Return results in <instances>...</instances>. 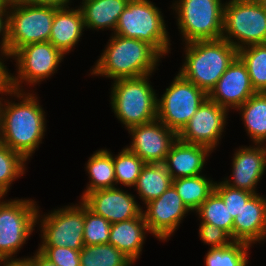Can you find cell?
Masks as SVG:
<instances>
[{
    "label": "cell",
    "mask_w": 266,
    "mask_h": 266,
    "mask_svg": "<svg viewBox=\"0 0 266 266\" xmlns=\"http://www.w3.org/2000/svg\"><path fill=\"white\" fill-rule=\"evenodd\" d=\"M0 94L15 96L21 100L12 103L0 97L2 143L28 161L45 136V111L33 93L15 91L2 83Z\"/></svg>",
    "instance_id": "cell-1"
},
{
    "label": "cell",
    "mask_w": 266,
    "mask_h": 266,
    "mask_svg": "<svg viewBox=\"0 0 266 266\" xmlns=\"http://www.w3.org/2000/svg\"><path fill=\"white\" fill-rule=\"evenodd\" d=\"M91 75L112 80L152 74L162 55L148 42L112 34Z\"/></svg>",
    "instance_id": "cell-2"
},
{
    "label": "cell",
    "mask_w": 266,
    "mask_h": 266,
    "mask_svg": "<svg viewBox=\"0 0 266 266\" xmlns=\"http://www.w3.org/2000/svg\"><path fill=\"white\" fill-rule=\"evenodd\" d=\"M179 74L207 94L238 56V50L224 39L186 43Z\"/></svg>",
    "instance_id": "cell-3"
},
{
    "label": "cell",
    "mask_w": 266,
    "mask_h": 266,
    "mask_svg": "<svg viewBox=\"0 0 266 266\" xmlns=\"http://www.w3.org/2000/svg\"><path fill=\"white\" fill-rule=\"evenodd\" d=\"M151 75L113 80L111 108L127 130L157 119L158 94L149 83Z\"/></svg>",
    "instance_id": "cell-4"
},
{
    "label": "cell",
    "mask_w": 266,
    "mask_h": 266,
    "mask_svg": "<svg viewBox=\"0 0 266 266\" xmlns=\"http://www.w3.org/2000/svg\"><path fill=\"white\" fill-rule=\"evenodd\" d=\"M162 14L149 0H129L112 34L148 42L165 56L171 44Z\"/></svg>",
    "instance_id": "cell-5"
},
{
    "label": "cell",
    "mask_w": 266,
    "mask_h": 266,
    "mask_svg": "<svg viewBox=\"0 0 266 266\" xmlns=\"http://www.w3.org/2000/svg\"><path fill=\"white\" fill-rule=\"evenodd\" d=\"M9 58L16 60L17 76L8 72L6 65L3 64L2 83L12 90L23 91V82L36 85L54 74L64 54L47 41L24 45Z\"/></svg>",
    "instance_id": "cell-6"
},
{
    "label": "cell",
    "mask_w": 266,
    "mask_h": 266,
    "mask_svg": "<svg viewBox=\"0 0 266 266\" xmlns=\"http://www.w3.org/2000/svg\"><path fill=\"white\" fill-rule=\"evenodd\" d=\"M172 4L185 44L221 39L225 7L221 0H177Z\"/></svg>",
    "instance_id": "cell-7"
},
{
    "label": "cell",
    "mask_w": 266,
    "mask_h": 266,
    "mask_svg": "<svg viewBox=\"0 0 266 266\" xmlns=\"http://www.w3.org/2000/svg\"><path fill=\"white\" fill-rule=\"evenodd\" d=\"M57 7L18 3L8 8V59L30 43L47 42Z\"/></svg>",
    "instance_id": "cell-8"
},
{
    "label": "cell",
    "mask_w": 266,
    "mask_h": 266,
    "mask_svg": "<svg viewBox=\"0 0 266 266\" xmlns=\"http://www.w3.org/2000/svg\"><path fill=\"white\" fill-rule=\"evenodd\" d=\"M221 38L237 50L266 44V11L256 0L226 1Z\"/></svg>",
    "instance_id": "cell-9"
},
{
    "label": "cell",
    "mask_w": 266,
    "mask_h": 266,
    "mask_svg": "<svg viewBox=\"0 0 266 266\" xmlns=\"http://www.w3.org/2000/svg\"><path fill=\"white\" fill-rule=\"evenodd\" d=\"M0 197V261L14 259L35 230L39 207L32 199ZM14 255V256H13Z\"/></svg>",
    "instance_id": "cell-10"
},
{
    "label": "cell",
    "mask_w": 266,
    "mask_h": 266,
    "mask_svg": "<svg viewBox=\"0 0 266 266\" xmlns=\"http://www.w3.org/2000/svg\"><path fill=\"white\" fill-rule=\"evenodd\" d=\"M207 98L205 91L178 73L157 98V119L178 134Z\"/></svg>",
    "instance_id": "cell-11"
},
{
    "label": "cell",
    "mask_w": 266,
    "mask_h": 266,
    "mask_svg": "<svg viewBox=\"0 0 266 266\" xmlns=\"http://www.w3.org/2000/svg\"><path fill=\"white\" fill-rule=\"evenodd\" d=\"M79 204L54 209L42 219L38 211L37 224L40 220L42 227L39 247H68L79 251L83 248L84 203Z\"/></svg>",
    "instance_id": "cell-12"
},
{
    "label": "cell",
    "mask_w": 266,
    "mask_h": 266,
    "mask_svg": "<svg viewBox=\"0 0 266 266\" xmlns=\"http://www.w3.org/2000/svg\"><path fill=\"white\" fill-rule=\"evenodd\" d=\"M228 112L207 98L177 134V138L186 143L206 146L213 151L226 128Z\"/></svg>",
    "instance_id": "cell-13"
},
{
    "label": "cell",
    "mask_w": 266,
    "mask_h": 266,
    "mask_svg": "<svg viewBox=\"0 0 266 266\" xmlns=\"http://www.w3.org/2000/svg\"><path fill=\"white\" fill-rule=\"evenodd\" d=\"M145 205L147 209L142 211L144 220L150 233L159 241H167L190 212L172 184L159 198Z\"/></svg>",
    "instance_id": "cell-14"
},
{
    "label": "cell",
    "mask_w": 266,
    "mask_h": 266,
    "mask_svg": "<svg viewBox=\"0 0 266 266\" xmlns=\"http://www.w3.org/2000/svg\"><path fill=\"white\" fill-rule=\"evenodd\" d=\"M128 133L132 136L127 148L145 163H164L177 134L158 119L133 126Z\"/></svg>",
    "instance_id": "cell-15"
},
{
    "label": "cell",
    "mask_w": 266,
    "mask_h": 266,
    "mask_svg": "<svg viewBox=\"0 0 266 266\" xmlns=\"http://www.w3.org/2000/svg\"><path fill=\"white\" fill-rule=\"evenodd\" d=\"M80 201L94 214L104 217L111 224L143 217V209L135 197L118 187L87 193Z\"/></svg>",
    "instance_id": "cell-16"
},
{
    "label": "cell",
    "mask_w": 266,
    "mask_h": 266,
    "mask_svg": "<svg viewBox=\"0 0 266 266\" xmlns=\"http://www.w3.org/2000/svg\"><path fill=\"white\" fill-rule=\"evenodd\" d=\"M255 93L257 92L252 86L246 65L237 56L208 94V98L229 111L237 110Z\"/></svg>",
    "instance_id": "cell-17"
},
{
    "label": "cell",
    "mask_w": 266,
    "mask_h": 266,
    "mask_svg": "<svg viewBox=\"0 0 266 266\" xmlns=\"http://www.w3.org/2000/svg\"><path fill=\"white\" fill-rule=\"evenodd\" d=\"M266 170V144L240 147L232 159L231 180L224 178L226 185L256 194V186ZM233 176V177H232ZM232 182V183H231Z\"/></svg>",
    "instance_id": "cell-18"
},
{
    "label": "cell",
    "mask_w": 266,
    "mask_h": 266,
    "mask_svg": "<svg viewBox=\"0 0 266 266\" xmlns=\"http://www.w3.org/2000/svg\"><path fill=\"white\" fill-rule=\"evenodd\" d=\"M266 239V197L254 194L233 220L232 240L249 245Z\"/></svg>",
    "instance_id": "cell-19"
},
{
    "label": "cell",
    "mask_w": 266,
    "mask_h": 266,
    "mask_svg": "<svg viewBox=\"0 0 266 266\" xmlns=\"http://www.w3.org/2000/svg\"><path fill=\"white\" fill-rule=\"evenodd\" d=\"M212 151L202 145L176 139L171 145L164 164L172 180L201 175L207 157Z\"/></svg>",
    "instance_id": "cell-20"
},
{
    "label": "cell",
    "mask_w": 266,
    "mask_h": 266,
    "mask_svg": "<svg viewBox=\"0 0 266 266\" xmlns=\"http://www.w3.org/2000/svg\"><path fill=\"white\" fill-rule=\"evenodd\" d=\"M83 29L85 25L80 7L58 8L53 18L49 42L66 55L80 41Z\"/></svg>",
    "instance_id": "cell-21"
},
{
    "label": "cell",
    "mask_w": 266,
    "mask_h": 266,
    "mask_svg": "<svg viewBox=\"0 0 266 266\" xmlns=\"http://www.w3.org/2000/svg\"><path fill=\"white\" fill-rule=\"evenodd\" d=\"M150 233L144 217L112 223L109 244L135 262L143 248L145 234Z\"/></svg>",
    "instance_id": "cell-22"
},
{
    "label": "cell",
    "mask_w": 266,
    "mask_h": 266,
    "mask_svg": "<svg viewBox=\"0 0 266 266\" xmlns=\"http://www.w3.org/2000/svg\"><path fill=\"white\" fill-rule=\"evenodd\" d=\"M129 0H82L80 9L85 28L115 31L120 15L127 7Z\"/></svg>",
    "instance_id": "cell-23"
},
{
    "label": "cell",
    "mask_w": 266,
    "mask_h": 266,
    "mask_svg": "<svg viewBox=\"0 0 266 266\" xmlns=\"http://www.w3.org/2000/svg\"><path fill=\"white\" fill-rule=\"evenodd\" d=\"M172 184V178L164 163H146L134 185L144 204L157 199Z\"/></svg>",
    "instance_id": "cell-24"
},
{
    "label": "cell",
    "mask_w": 266,
    "mask_h": 266,
    "mask_svg": "<svg viewBox=\"0 0 266 266\" xmlns=\"http://www.w3.org/2000/svg\"><path fill=\"white\" fill-rule=\"evenodd\" d=\"M237 111H240L244 127L253 144L266 142V92L252 95Z\"/></svg>",
    "instance_id": "cell-25"
},
{
    "label": "cell",
    "mask_w": 266,
    "mask_h": 266,
    "mask_svg": "<svg viewBox=\"0 0 266 266\" xmlns=\"http://www.w3.org/2000/svg\"><path fill=\"white\" fill-rule=\"evenodd\" d=\"M89 174V184L81 196V199L90 192L116 187L113 155L107 149L96 151L86 164Z\"/></svg>",
    "instance_id": "cell-26"
},
{
    "label": "cell",
    "mask_w": 266,
    "mask_h": 266,
    "mask_svg": "<svg viewBox=\"0 0 266 266\" xmlns=\"http://www.w3.org/2000/svg\"><path fill=\"white\" fill-rule=\"evenodd\" d=\"M172 185L185 206L194 212L214 191L215 182L201 174L174 179Z\"/></svg>",
    "instance_id": "cell-27"
},
{
    "label": "cell",
    "mask_w": 266,
    "mask_h": 266,
    "mask_svg": "<svg viewBox=\"0 0 266 266\" xmlns=\"http://www.w3.org/2000/svg\"><path fill=\"white\" fill-rule=\"evenodd\" d=\"M134 262L111 244L84 245L80 266H132Z\"/></svg>",
    "instance_id": "cell-28"
},
{
    "label": "cell",
    "mask_w": 266,
    "mask_h": 266,
    "mask_svg": "<svg viewBox=\"0 0 266 266\" xmlns=\"http://www.w3.org/2000/svg\"><path fill=\"white\" fill-rule=\"evenodd\" d=\"M256 92H266V44L250 45L238 50Z\"/></svg>",
    "instance_id": "cell-29"
},
{
    "label": "cell",
    "mask_w": 266,
    "mask_h": 266,
    "mask_svg": "<svg viewBox=\"0 0 266 266\" xmlns=\"http://www.w3.org/2000/svg\"><path fill=\"white\" fill-rule=\"evenodd\" d=\"M200 223H210L225 230L232 239L233 218L223 199L213 191L196 210Z\"/></svg>",
    "instance_id": "cell-30"
},
{
    "label": "cell",
    "mask_w": 266,
    "mask_h": 266,
    "mask_svg": "<svg viewBox=\"0 0 266 266\" xmlns=\"http://www.w3.org/2000/svg\"><path fill=\"white\" fill-rule=\"evenodd\" d=\"M26 161L21 154L0 143V197L7 194L15 179L24 175Z\"/></svg>",
    "instance_id": "cell-31"
},
{
    "label": "cell",
    "mask_w": 266,
    "mask_h": 266,
    "mask_svg": "<svg viewBox=\"0 0 266 266\" xmlns=\"http://www.w3.org/2000/svg\"><path fill=\"white\" fill-rule=\"evenodd\" d=\"M249 245L245 242L233 241L221 248H209L205 256L206 266H247Z\"/></svg>",
    "instance_id": "cell-32"
},
{
    "label": "cell",
    "mask_w": 266,
    "mask_h": 266,
    "mask_svg": "<svg viewBox=\"0 0 266 266\" xmlns=\"http://www.w3.org/2000/svg\"><path fill=\"white\" fill-rule=\"evenodd\" d=\"M114 172L117 184L125 187H132L140 175L141 169L146 164L139 156L130 151L127 147L113 156Z\"/></svg>",
    "instance_id": "cell-33"
},
{
    "label": "cell",
    "mask_w": 266,
    "mask_h": 266,
    "mask_svg": "<svg viewBox=\"0 0 266 266\" xmlns=\"http://www.w3.org/2000/svg\"><path fill=\"white\" fill-rule=\"evenodd\" d=\"M111 223L84 204V245L109 244Z\"/></svg>",
    "instance_id": "cell-34"
},
{
    "label": "cell",
    "mask_w": 266,
    "mask_h": 266,
    "mask_svg": "<svg viewBox=\"0 0 266 266\" xmlns=\"http://www.w3.org/2000/svg\"><path fill=\"white\" fill-rule=\"evenodd\" d=\"M214 191L223 199V202L233 219L240 213L243 206L254 195V193L250 191L230 187L223 181L218 183L215 182Z\"/></svg>",
    "instance_id": "cell-35"
},
{
    "label": "cell",
    "mask_w": 266,
    "mask_h": 266,
    "mask_svg": "<svg viewBox=\"0 0 266 266\" xmlns=\"http://www.w3.org/2000/svg\"><path fill=\"white\" fill-rule=\"evenodd\" d=\"M38 250L57 266H80V251L68 247H39Z\"/></svg>",
    "instance_id": "cell-36"
},
{
    "label": "cell",
    "mask_w": 266,
    "mask_h": 266,
    "mask_svg": "<svg viewBox=\"0 0 266 266\" xmlns=\"http://www.w3.org/2000/svg\"><path fill=\"white\" fill-rule=\"evenodd\" d=\"M199 237L205 244L211 246V249L225 247L233 242L225 230L210 223H200Z\"/></svg>",
    "instance_id": "cell-37"
},
{
    "label": "cell",
    "mask_w": 266,
    "mask_h": 266,
    "mask_svg": "<svg viewBox=\"0 0 266 266\" xmlns=\"http://www.w3.org/2000/svg\"><path fill=\"white\" fill-rule=\"evenodd\" d=\"M8 5H0V35L1 38V46L0 53L1 57L5 59L7 57V43H8Z\"/></svg>",
    "instance_id": "cell-38"
},
{
    "label": "cell",
    "mask_w": 266,
    "mask_h": 266,
    "mask_svg": "<svg viewBox=\"0 0 266 266\" xmlns=\"http://www.w3.org/2000/svg\"><path fill=\"white\" fill-rule=\"evenodd\" d=\"M71 0H31L29 3L35 5L54 6L57 8L69 7Z\"/></svg>",
    "instance_id": "cell-39"
},
{
    "label": "cell",
    "mask_w": 266,
    "mask_h": 266,
    "mask_svg": "<svg viewBox=\"0 0 266 266\" xmlns=\"http://www.w3.org/2000/svg\"><path fill=\"white\" fill-rule=\"evenodd\" d=\"M32 257H28L34 266H57L54 262L46 258L39 250Z\"/></svg>",
    "instance_id": "cell-40"
},
{
    "label": "cell",
    "mask_w": 266,
    "mask_h": 266,
    "mask_svg": "<svg viewBox=\"0 0 266 266\" xmlns=\"http://www.w3.org/2000/svg\"><path fill=\"white\" fill-rule=\"evenodd\" d=\"M2 266H34V263L27 257L24 259L14 258L1 261Z\"/></svg>",
    "instance_id": "cell-41"
},
{
    "label": "cell",
    "mask_w": 266,
    "mask_h": 266,
    "mask_svg": "<svg viewBox=\"0 0 266 266\" xmlns=\"http://www.w3.org/2000/svg\"><path fill=\"white\" fill-rule=\"evenodd\" d=\"M4 1L9 6L18 3H29L31 0H4Z\"/></svg>",
    "instance_id": "cell-42"
},
{
    "label": "cell",
    "mask_w": 266,
    "mask_h": 266,
    "mask_svg": "<svg viewBox=\"0 0 266 266\" xmlns=\"http://www.w3.org/2000/svg\"><path fill=\"white\" fill-rule=\"evenodd\" d=\"M261 7L266 11V0H256Z\"/></svg>",
    "instance_id": "cell-43"
},
{
    "label": "cell",
    "mask_w": 266,
    "mask_h": 266,
    "mask_svg": "<svg viewBox=\"0 0 266 266\" xmlns=\"http://www.w3.org/2000/svg\"><path fill=\"white\" fill-rule=\"evenodd\" d=\"M0 143H2L1 112H0Z\"/></svg>",
    "instance_id": "cell-44"
},
{
    "label": "cell",
    "mask_w": 266,
    "mask_h": 266,
    "mask_svg": "<svg viewBox=\"0 0 266 266\" xmlns=\"http://www.w3.org/2000/svg\"><path fill=\"white\" fill-rule=\"evenodd\" d=\"M228 1H255V0H228Z\"/></svg>",
    "instance_id": "cell-45"
},
{
    "label": "cell",
    "mask_w": 266,
    "mask_h": 266,
    "mask_svg": "<svg viewBox=\"0 0 266 266\" xmlns=\"http://www.w3.org/2000/svg\"><path fill=\"white\" fill-rule=\"evenodd\" d=\"M0 5H7L4 0H0Z\"/></svg>",
    "instance_id": "cell-46"
}]
</instances>
